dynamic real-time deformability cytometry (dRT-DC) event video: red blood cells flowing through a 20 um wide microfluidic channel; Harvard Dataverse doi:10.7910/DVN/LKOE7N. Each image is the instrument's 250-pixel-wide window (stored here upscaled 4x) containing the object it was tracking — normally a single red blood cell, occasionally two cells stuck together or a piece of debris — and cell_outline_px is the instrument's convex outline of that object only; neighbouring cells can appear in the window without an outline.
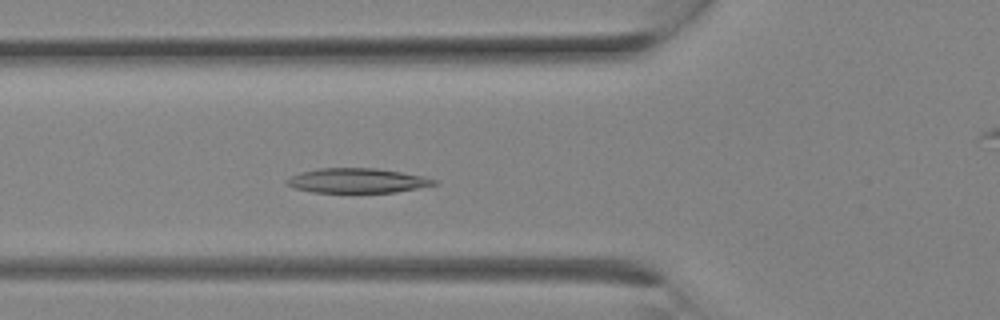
{"species": "Egyptian fruit bat (a non-hibernating species)", "species_latin": "Rousettus aegyptiacus", "temperature_condition": "room temperature", "stored_images_in_passage": 8, "camera_frame_rate_fps": 3000, "um_per_image_px": 0.085, "animal": {"sex": "female"}, "frame": {"image": 1, "passage_image": 8, "time_ms": 2.333, "image_size_px": [1000, 320], "cell_outline_px": [[440, 180], [436, 184], [396, 192], [312, 192], [292, 188], [284, 184], [284, 180], [300, 172], [316, 168], [376, 168], [424, 176]], "centroid_in_image_um": [30.31, 15.35], "position_along_channel_um": 95.5, "area_um2": 21.27}}